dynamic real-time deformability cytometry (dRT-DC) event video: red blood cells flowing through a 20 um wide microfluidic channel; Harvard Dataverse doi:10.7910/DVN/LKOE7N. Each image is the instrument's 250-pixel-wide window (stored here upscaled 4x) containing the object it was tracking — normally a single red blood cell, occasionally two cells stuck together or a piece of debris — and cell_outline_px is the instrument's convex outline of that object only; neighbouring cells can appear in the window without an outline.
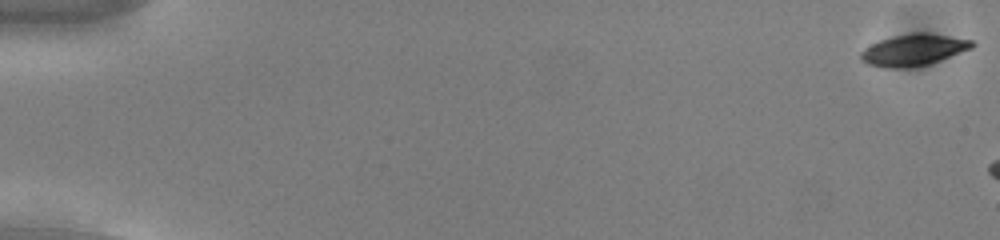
{"species": "common noctule bat (a hibernating species)", "species_latin": "Nyctalus noctula", "temperature_condition": "cold", "stored_images_in_passage": 7, "camera_frame_rate_fps": 3000, "um_per_image_px": 0.085, "animal": {"sex": "male", "body_mass_g": 13.0, "forearm_length_mm": 53.1}, "frame": {"image": 1, "passage_image": 1, "time_ms": 0.0, "image_size_px": [1000, 240], "cell_outline_px": [[976, 44], [972, 48], [940, 60], [928, 64], [908, 68], [884, 68], [868, 64], [860, 60], [860, 52], [864, 48], [880, 40], [896, 36], [916, 32], [924, 32], [972, 40]], "centroid_in_image_um": [77.63, 4.25], "position_along_channel_um": 7.4, "area_um2": 20.35}}